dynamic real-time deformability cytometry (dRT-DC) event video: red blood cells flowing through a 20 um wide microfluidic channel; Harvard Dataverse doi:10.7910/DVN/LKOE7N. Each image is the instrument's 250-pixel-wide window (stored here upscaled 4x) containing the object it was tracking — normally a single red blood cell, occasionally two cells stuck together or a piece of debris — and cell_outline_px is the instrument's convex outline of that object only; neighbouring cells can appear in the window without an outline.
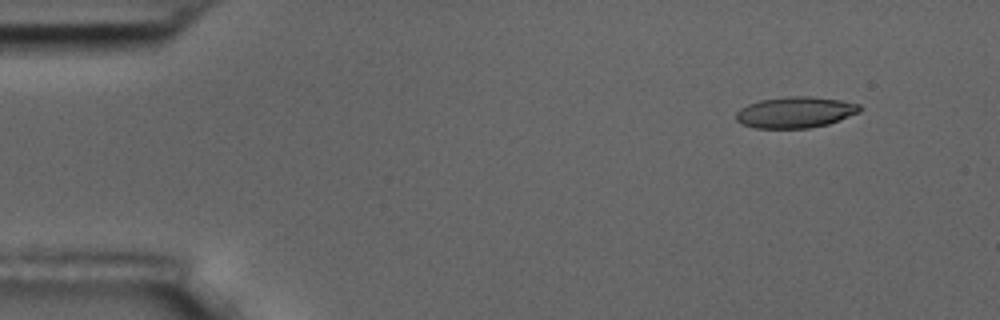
{"species": "common noctule bat (a hibernating species)", "species_latin": "Nyctalus noctula", "temperature_condition": "room temperature", "stored_images_in_passage": 4, "camera_frame_rate_fps": 3000, "um_per_image_px": 0.085, "animal": {"sex": "male", "body_mass_g": 17.5, "forearm_length_mm": 52.3}, "frame": {"image": 1, "passage_image": 1, "time_ms": 0.0, "image_size_px": [1000, 320], "cell_outline_px": [[860, 112], [828, 124], [808, 128], [756, 128], [744, 124], [736, 120], [736, 112], [740, 108], [748, 104], [760, 100], [788, 96], [808, 96], [840, 100], [860, 104]], "centroid_in_image_um": [67.6, 9.54], "position_along_channel_um": 17.4, "area_um2": 22.31}}